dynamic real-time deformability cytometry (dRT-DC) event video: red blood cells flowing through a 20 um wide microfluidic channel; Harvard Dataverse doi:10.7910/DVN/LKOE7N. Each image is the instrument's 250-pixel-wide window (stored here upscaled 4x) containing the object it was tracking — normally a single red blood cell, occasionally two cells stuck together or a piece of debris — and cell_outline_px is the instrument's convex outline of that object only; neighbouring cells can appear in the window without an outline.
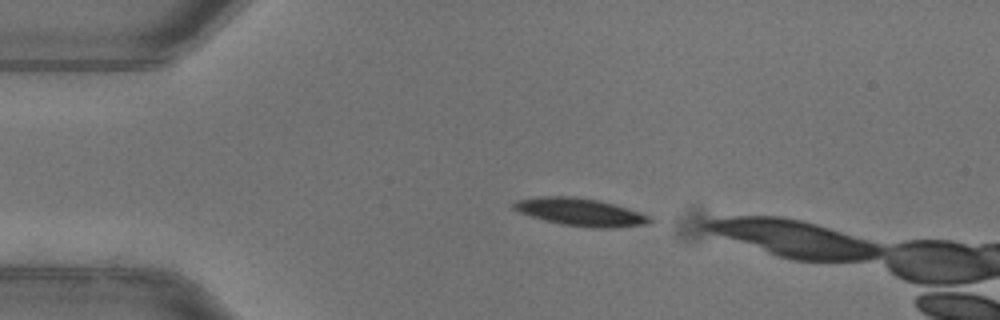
{"species": "common noctule bat (a hibernating species)", "species_latin": "Nyctalus noctula", "temperature_condition": "warm", "stored_images_in_passage": 7, "camera_frame_rate_fps": 3000, "um_per_image_px": 0.085, "animal": {"sex": "female"}, "frame": {"image": 1, "passage_image": 3, "time_ms": 0.667, "image_size_px": [1000, 320], "cell_outline_px": [[652, 220], [648, 224], [616, 228], [596, 228], [564, 224], [532, 216], [520, 212], [512, 208], [512, 204], [516, 200], [540, 196], [572, 196], [600, 200], [640, 212], [648, 216]], "centroid_in_image_um": [49.35, 18.01], "position_along_channel_um": 35.6, "area_um2": 21.68}}